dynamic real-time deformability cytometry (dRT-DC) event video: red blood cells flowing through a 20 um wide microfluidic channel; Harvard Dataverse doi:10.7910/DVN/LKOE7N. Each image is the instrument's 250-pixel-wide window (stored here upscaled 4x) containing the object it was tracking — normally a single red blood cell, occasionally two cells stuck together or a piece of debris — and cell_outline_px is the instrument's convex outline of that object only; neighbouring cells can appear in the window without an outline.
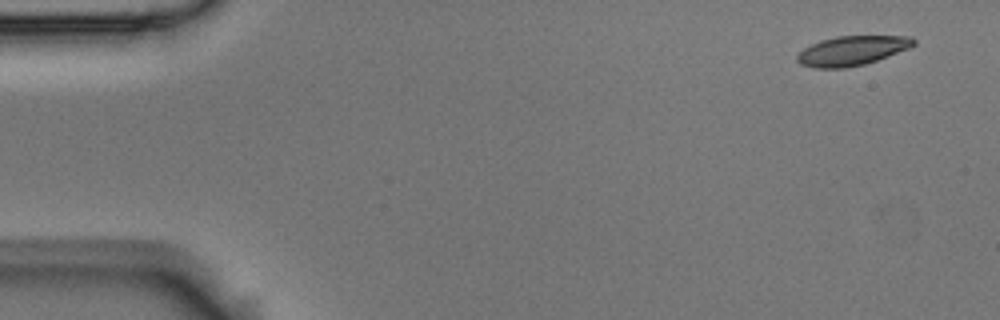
{"species": "Egyptian fruit bat (a non-hibernating species)", "species_latin": "Rousettus aegyptiacus", "temperature_condition": "room temperature", "stored_images_in_passage": 5, "camera_frame_rate_fps": 3000, "um_per_image_px": 0.085, "animal": {"sex": "male"}, "frame": {"image": 1, "passage_image": 1, "time_ms": 0.0, "image_size_px": [1000, 320], "cell_outline_px": [[916, 44], [908, 48], [888, 56], [864, 64], [848, 68], [812, 68], [800, 64], [796, 60], [796, 56], [804, 48], [820, 40], [836, 36], [912, 36], [916, 40]], "centroid_in_image_um": [72.4, 4.31], "position_along_channel_um": 12.6, "area_um2": 20.06}}
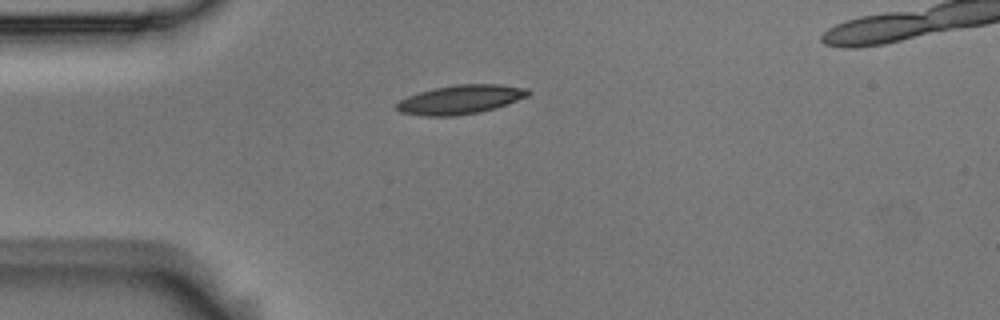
{"frame": {"image": 2, "passage_image": 4, "time_ms": 1.0, "image_size_px": [1000, 320], "cell_outline_px": [[532, 92], [528, 96], [508, 104], [496, 108], [480, 112], [456, 116], [424, 116], [400, 112], [396, 108], [396, 104], [400, 100], [408, 96], [432, 88], [456, 84], [500, 84], [528, 88]], "centroid_in_image_um": [39.18, 8.46], "position_along_channel_um": 45.8, "area_um2": 22.43}}